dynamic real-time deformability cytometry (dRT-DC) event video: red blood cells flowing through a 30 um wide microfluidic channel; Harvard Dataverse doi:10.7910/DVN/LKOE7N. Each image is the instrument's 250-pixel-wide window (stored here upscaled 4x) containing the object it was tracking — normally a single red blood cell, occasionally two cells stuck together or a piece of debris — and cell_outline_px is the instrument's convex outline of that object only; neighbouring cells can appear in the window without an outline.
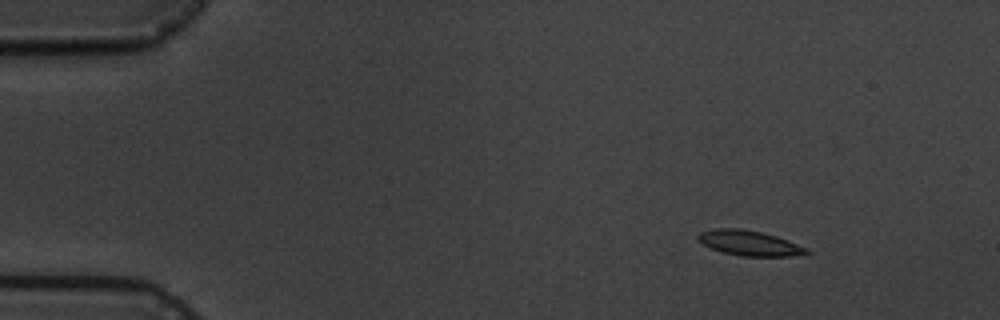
{"species": "common noctule bat (a hibernating species)", "species_latin": "Nyctalus noctula", "temperature_condition": "cold", "stored_images_in_passage": 4, "camera_frame_rate_fps": 3000, "um_per_image_px": 0.085, "animal": {"sex": "male", "body_mass_g": 19.5, "forearm_length_mm": 54.6}, "frame": {"image": 1, "passage_image": 2, "time_ms": 1.0, "image_size_px": [1000, 320], "cell_outline_px": [[812, 252], [788, 256], [740, 256], [724, 252], [712, 248], [704, 244], [696, 236], [700, 232], [716, 228], [740, 228], [760, 232], [776, 236], [788, 240], [808, 248]], "centroid_in_image_um": [63.72, 20.65], "position_along_channel_um": 21.3, "area_um2": 15.66}}
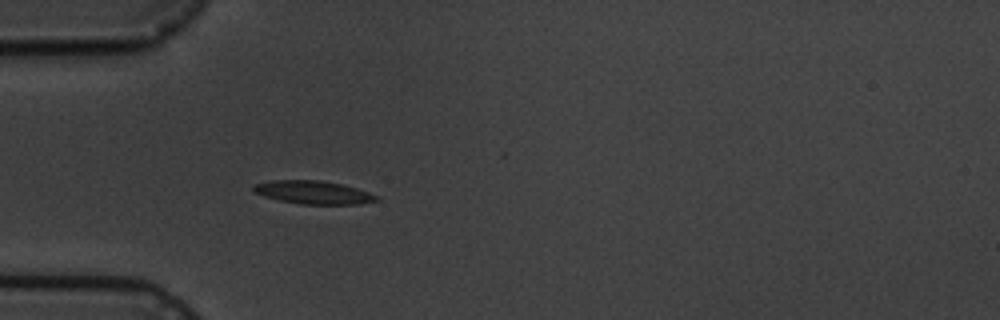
{"frame": {"image": 2, "passage_image": 4, "time_ms": 4.333, "image_size_px": [1000, 320], "cell_outline_px": [[380, 200], [360, 204], [300, 204], [280, 200], [264, 196], [252, 192], [252, 188], [256, 184], [272, 180], [320, 180], [344, 184], [380, 196]], "centroid_in_image_um": [26.66, 16.35], "position_along_channel_um": 58.3, "area_um2": 16.7}}